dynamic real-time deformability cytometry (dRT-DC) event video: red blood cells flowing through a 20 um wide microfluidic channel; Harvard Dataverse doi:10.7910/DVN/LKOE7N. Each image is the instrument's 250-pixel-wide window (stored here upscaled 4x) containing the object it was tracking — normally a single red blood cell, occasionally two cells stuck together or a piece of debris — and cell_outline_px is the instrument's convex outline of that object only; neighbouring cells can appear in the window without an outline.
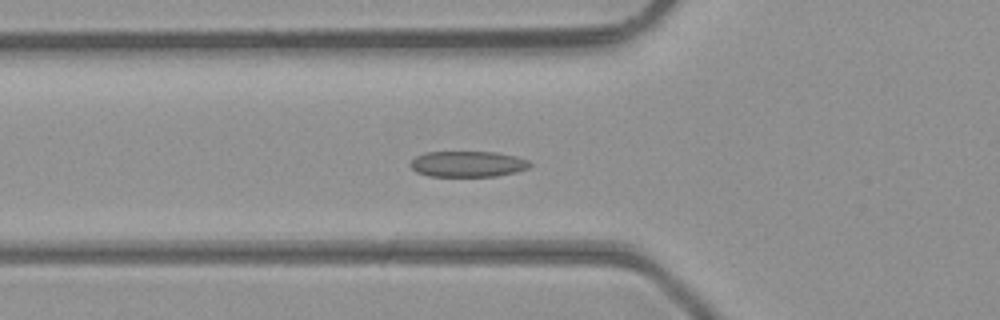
{"species": "common noctule bat (a hibernating species)", "species_latin": "Nyctalus noctula", "temperature_condition": "room temperature", "stored_images_in_passage": 46, "camera_frame_rate_fps": 3000, "um_per_image_px": 0.085, "animal": {"sex": "male", "body_mass_g": 23.1, "forearm_length_mm": 52.7}, "frame": {"image": 1, "passage_image": 16, "time_ms": 5.0, "image_size_px": [1000, 320], "cell_outline_px": [[532, 164], [528, 168], [516, 172], [496, 176], [428, 176], [416, 172], [408, 164], [416, 156], [424, 152], [496, 152], [516, 156], [528, 160]], "centroid_in_image_um": [39.75, 13.94], "position_along_channel_um": 86.1, "area_um2": 18.09}}
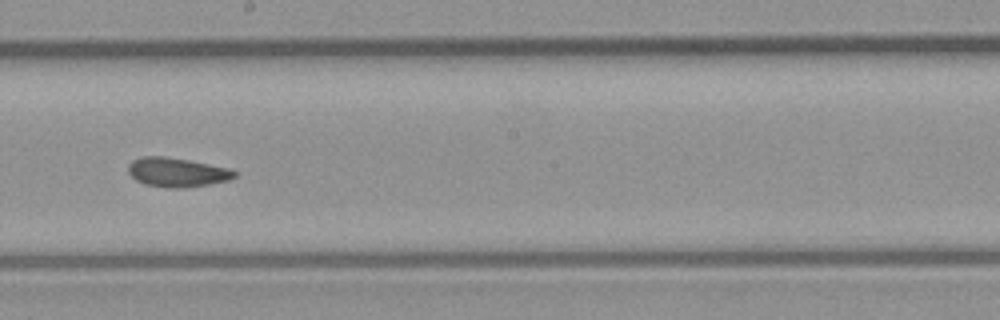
{"frame": {"image": 2, "passage_image": 26, "time_ms": 8.333, "image_size_px": [1000, 320], "cell_outline_px": [[236, 176], [228, 180], [208, 184], [184, 188], [168, 188], [144, 184], [136, 180], [128, 172], [128, 164], [132, 160], [140, 156], [164, 156], [188, 160], [228, 168], [236, 172]], "centroid_in_image_um": [15.0, 14.64], "position_along_channel_um": 233.2, "area_um2": 18.03}}
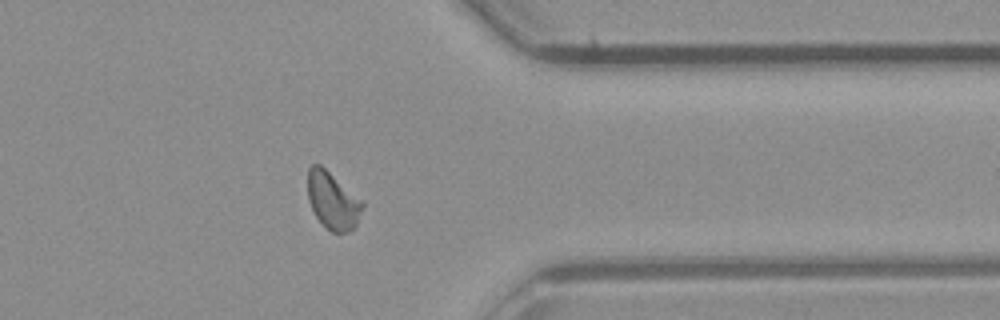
{"frame": {"image": 3, "passage_image": 37, "time_ms": 12.0, "image_size_px": [1000, 320], "cell_outline_px": [[364, 208], [356, 224], [348, 232], [332, 232], [316, 216], [308, 200], [308, 168], [312, 164], [320, 164], [364, 200]], "centroid_in_image_um": [28.31, 17.02], "position_along_channel_um": 383.1, "area_um2": 18.26}, "authors_computed_cell_mechanics": {"area_um2": 18.207, "velocity_mm_per_s": 4.3839, "shape_relaxation_time_tau1_ms": 5.4418, "shape_relaxation_time_tau2_ms": 1.7148, "deformation_change_tau1": 0.1389, "deformation_change_tau2": 0.0787}}